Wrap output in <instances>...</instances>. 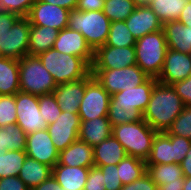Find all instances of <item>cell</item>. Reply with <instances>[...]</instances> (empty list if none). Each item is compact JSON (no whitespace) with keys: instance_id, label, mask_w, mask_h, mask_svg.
<instances>
[{"instance_id":"10","label":"cell","mask_w":191,"mask_h":190,"mask_svg":"<svg viewBox=\"0 0 191 190\" xmlns=\"http://www.w3.org/2000/svg\"><path fill=\"white\" fill-rule=\"evenodd\" d=\"M111 95L90 73L85 78V94L79 104L80 120H92L108 115Z\"/></svg>"},{"instance_id":"41","label":"cell","mask_w":191,"mask_h":190,"mask_svg":"<svg viewBox=\"0 0 191 190\" xmlns=\"http://www.w3.org/2000/svg\"><path fill=\"white\" fill-rule=\"evenodd\" d=\"M84 190H106L103 184V173L98 167H90Z\"/></svg>"},{"instance_id":"26","label":"cell","mask_w":191,"mask_h":190,"mask_svg":"<svg viewBox=\"0 0 191 190\" xmlns=\"http://www.w3.org/2000/svg\"><path fill=\"white\" fill-rule=\"evenodd\" d=\"M18 91L19 60L0 56V95H15Z\"/></svg>"},{"instance_id":"12","label":"cell","mask_w":191,"mask_h":190,"mask_svg":"<svg viewBox=\"0 0 191 190\" xmlns=\"http://www.w3.org/2000/svg\"><path fill=\"white\" fill-rule=\"evenodd\" d=\"M16 124L28 135L47 129L48 124L39 111V96L18 91L15 94Z\"/></svg>"},{"instance_id":"24","label":"cell","mask_w":191,"mask_h":190,"mask_svg":"<svg viewBox=\"0 0 191 190\" xmlns=\"http://www.w3.org/2000/svg\"><path fill=\"white\" fill-rule=\"evenodd\" d=\"M90 167H69L56 164L52 175L58 184L67 190H84Z\"/></svg>"},{"instance_id":"47","label":"cell","mask_w":191,"mask_h":190,"mask_svg":"<svg viewBox=\"0 0 191 190\" xmlns=\"http://www.w3.org/2000/svg\"><path fill=\"white\" fill-rule=\"evenodd\" d=\"M31 190H63V188L58 184L53 175H51L48 179L33 187Z\"/></svg>"},{"instance_id":"18","label":"cell","mask_w":191,"mask_h":190,"mask_svg":"<svg viewBox=\"0 0 191 190\" xmlns=\"http://www.w3.org/2000/svg\"><path fill=\"white\" fill-rule=\"evenodd\" d=\"M53 48L63 54L81 57L90 66L93 63L94 50L80 32L71 30L68 27L58 32Z\"/></svg>"},{"instance_id":"17","label":"cell","mask_w":191,"mask_h":190,"mask_svg":"<svg viewBox=\"0 0 191 190\" xmlns=\"http://www.w3.org/2000/svg\"><path fill=\"white\" fill-rule=\"evenodd\" d=\"M189 75H191V54L168 48L157 81L165 85H173L186 79Z\"/></svg>"},{"instance_id":"38","label":"cell","mask_w":191,"mask_h":190,"mask_svg":"<svg viewBox=\"0 0 191 190\" xmlns=\"http://www.w3.org/2000/svg\"><path fill=\"white\" fill-rule=\"evenodd\" d=\"M15 95H0V127L16 124Z\"/></svg>"},{"instance_id":"16","label":"cell","mask_w":191,"mask_h":190,"mask_svg":"<svg viewBox=\"0 0 191 190\" xmlns=\"http://www.w3.org/2000/svg\"><path fill=\"white\" fill-rule=\"evenodd\" d=\"M25 153L28 157L53 168L58 163L59 151L50 137L48 129L27 135Z\"/></svg>"},{"instance_id":"45","label":"cell","mask_w":191,"mask_h":190,"mask_svg":"<svg viewBox=\"0 0 191 190\" xmlns=\"http://www.w3.org/2000/svg\"><path fill=\"white\" fill-rule=\"evenodd\" d=\"M105 0H78V11H103Z\"/></svg>"},{"instance_id":"8","label":"cell","mask_w":191,"mask_h":190,"mask_svg":"<svg viewBox=\"0 0 191 190\" xmlns=\"http://www.w3.org/2000/svg\"><path fill=\"white\" fill-rule=\"evenodd\" d=\"M191 147V140L157 132L146 165L181 163Z\"/></svg>"},{"instance_id":"48","label":"cell","mask_w":191,"mask_h":190,"mask_svg":"<svg viewBox=\"0 0 191 190\" xmlns=\"http://www.w3.org/2000/svg\"><path fill=\"white\" fill-rule=\"evenodd\" d=\"M68 10L76 9L78 0H39Z\"/></svg>"},{"instance_id":"13","label":"cell","mask_w":191,"mask_h":190,"mask_svg":"<svg viewBox=\"0 0 191 190\" xmlns=\"http://www.w3.org/2000/svg\"><path fill=\"white\" fill-rule=\"evenodd\" d=\"M135 64V46H100L94 51L91 69H120Z\"/></svg>"},{"instance_id":"20","label":"cell","mask_w":191,"mask_h":190,"mask_svg":"<svg viewBox=\"0 0 191 190\" xmlns=\"http://www.w3.org/2000/svg\"><path fill=\"white\" fill-rule=\"evenodd\" d=\"M53 94L62 111L78 113L79 104L85 94V78L59 84L53 91Z\"/></svg>"},{"instance_id":"35","label":"cell","mask_w":191,"mask_h":190,"mask_svg":"<svg viewBox=\"0 0 191 190\" xmlns=\"http://www.w3.org/2000/svg\"><path fill=\"white\" fill-rule=\"evenodd\" d=\"M136 7L133 0H105L103 13L111 22L125 21Z\"/></svg>"},{"instance_id":"52","label":"cell","mask_w":191,"mask_h":190,"mask_svg":"<svg viewBox=\"0 0 191 190\" xmlns=\"http://www.w3.org/2000/svg\"><path fill=\"white\" fill-rule=\"evenodd\" d=\"M136 6H150L153 0H133Z\"/></svg>"},{"instance_id":"15","label":"cell","mask_w":191,"mask_h":190,"mask_svg":"<svg viewBox=\"0 0 191 190\" xmlns=\"http://www.w3.org/2000/svg\"><path fill=\"white\" fill-rule=\"evenodd\" d=\"M70 10L36 0L28 14L30 25L49 26L57 30L68 27Z\"/></svg>"},{"instance_id":"9","label":"cell","mask_w":191,"mask_h":190,"mask_svg":"<svg viewBox=\"0 0 191 190\" xmlns=\"http://www.w3.org/2000/svg\"><path fill=\"white\" fill-rule=\"evenodd\" d=\"M91 74L111 96L139 86L149 78L137 64L120 69H91Z\"/></svg>"},{"instance_id":"7","label":"cell","mask_w":191,"mask_h":190,"mask_svg":"<svg viewBox=\"0 0 191 190\" xmlns=\"http://www.w3.org/2000/svg\"><path fill=\"white\" fill-rule=\"evenodd\" d=\"M20 91L36 96L53 93L57 84L37 55L19 60Z\"/></svg>"},{"instance_id":"28","label":"cell","mask_w":191,"mask_h":190,"mask_svg":"<svg viewBox=\"0 0 191 190\" xmlns=\"http://www.w3.org/2000/svg\"><path fill=\"white\" fill-rule=\"evenodd\" d=\"M52 175V168L27 156L18 177L31 190Z\"/></svg>"},{"instance_id":"29","label":"cell","mask_w":191,"mask_h":190,"mask_svg":"<svg viewBox=\"0 0 191 190\" xmlns=\"http://www.w3.org/2000/svg\"><path fill=\"white\" fill-rule=\"evenodd\" d=\"M27 134L17 125L0 127V148L6 151H25Z\"/></svg>"},{"instance_id":"30","label":"cell","mask_w":191,"mask_h":190,"mask_svg":"<svg viewBox=\"0 0 191 190\" xmlns=\"http://www.w3.org/2000/svg\"><path fill=\"white\" fill-rule=\"evenodd\" d=\"M119 178L123 185L138 180L147 172L146 161L126 155L118 164Z\"/></svg>"},{"instance_id":"53","label":"cell","mask_w":191,"mask_h":190,"mask_svg":"<svg viewBox=\"0 0 191 190\" xmlns=\"http://www.w3.org/2000/svg\"><path fill=\"white\" fill-rule=\"evenodd\" d=\"M183 190H191V177L184 178Z\"/></svg>"},{"instance_id":"43","label":"cell","mask_w":191,"mask_h":190,"mask_svg":"<svg viewBox=\"0 0 191 190\" xmlns=\"http://www.w3.org/2000/svg\"><path fill=\"white\" fill-rule=\"evenodd\" d=\"M172 86L180 96L184 106L191 107V75L182 81L174 83Z\"/></svg>"},{"instance_id":"51","label":"cell","mask_w":191,"mask_h":190,"mask_svg":"<svg viewBox=\"0 0 191 190\" xmlns=\"http://www.w3.org/2000/svg\"><path fill=\"white\" fill-rule=\"evenodd\" d=\"M184 177H191V147L180 163Z\"/></svg>"},{"instance_id":"50","label":"cell","mask_w":191,"mask_h":190,"mask_svg":"<svg viewBox=\"0 0 191 190\" xmlns=\"http://www.w3.org/2000/svg\"><path fill=\"white\" fill-rule=\"evenodd\" d=\"M184 25H191V0H188L178 19Z\"/></svg>"},{"instance_id":"2","label":"cell","mask_w":191,"mask_h":190,"mask_svg":"<svg viewBox=\"0 0 191 190\" xmlns=\"http://www.w3.org/2000/svg\"><path fill=\"white\" fill-rule=\"evenodd\" d=\"M184 103L172 85L157 82L143 113V120L157 132H166L183 111Z\"/></svg>"},{"instance_id":"31","label":"cell","mask_w":191,"mask_h":190,"mask_svg":"<svg viewBox=\"0 0 191 190\" xmlns=\"http://www.w3.org/2000/svg\"><path fill=\"white\" fill-rule=\"evenodd\" d=\"M26 158L25 151H6L0 148V178L18 176Z\"/></svg>"},{"instance_id":"46","label":"cell","mask_w":191,"mask_h":190,"mask_svg":"<svg viewBox=\"0 0 191 190\" xmlns=\"http://www.w3.org/2000/svg\"><path fill=\"white\" fill-rule=\"evenodd\" d=\"M19 17L17 14L0 10V31L10 30Z\"/></svg>"},{"instance_id":"49","label":"cell","mask_w":191,"mask_h":190,"mask_svg":"<svg viewBox=\"0 0 191 190\" xmlns=\"http://www.w3.org/2000/svg\"><path fill=\"white\" fill-rule=\"evenodd\" d=\"M184 178L177 181L165 182L163 185L157 186V190H183Z\"/></svg>"},{"instance_id":"42","label":"cell","mask_w":191,"mask_h":190,"mask_svg":"<svg viewBox=\"0 0 191 190\" xmlns=\"http://www.w3.org/2000/svg\"><path fill=\"white\" fill-rule=\"evenodd\" d=\"M121 190H157V185L146 172L138 180L123 185Z\"/></svg>"},{"instance_id":"19","label":"cell","mask_w":191,"mask_h":190,"mask_svg":"<svg viewBox=\"0 0 191 190\" xmlns=\"http://www.w3.org/2000/svg\"><path fill=\"white\" fill-rule=\"evenodd\" d=\"M127 28L138 40L146 34L163 29L162 22L149 6H137L132 14L125 20Z\"/></svg>"},{"instance_id":"4","label":"cell","mask_w":191,"mask_h":190,"mask_svg":"<svg viewBox=\"0 0 191 190\" xmlns=\"http://www.w3.org/2000/svg\"><path fill=\"white\" fill-rule=\"evenodd\" d=\"M156 133L144 120L112 127V135L122 144L126 154L143 161L150 155Z\"/></svg>"},{"instance_id":"34","label":"cell","mask_w":191,"mask_h":190,"mask_svg":"<svg viewBox=\"0 0 191 190\" xmlns=\"http://www.w3.org/2000/svg\"><path fill=\"white\" fill-rule=\"evenodd\" d=\"M136 40L127 28L125 21L110 23L107 41L103 46L128 47L135 46Z\"/></svg>"},{"instance_id":"37","label":"cell","mask_w":191,"mask_h":190,"mask_svg":"<svg viewBox=\"0 0 191 190\" xmlns=\"http://www.w3.org/2000/svg\"><path fill=\"white\" fill-rule=\"evenodd\" d=\"M39 111L47 124L54 123L62 112L53 93L39 96Z\"/></svg>"},{"instance_id":"14","label":"cell","mask_w":191,"mask_h":190,"mask_svg":"<svg viewBox=\"0 0 191 190\" xmlns=\"http://www.w3.org/2000/svg\"><path fill=\"white\" fill-rule=\"evenodd\" d=\"M80 124L79 114L67 111H62L54 123L48 124L50 137L59 152L78 139Z\"/></svg>"},{"instance_id":"44","label":"cell","mask_w":191,"mask_h":190,"mask_svg":"<svg viewBox=\"0 0 191 190\" xmlns=\"http://www.w3.org/2000/svg\"><path fill=\"white\" fill-rule=\"evenodd\" d=\"M0 190H30V189L18 176H11V177L0 178Z\"/></svg>"},{"instance_id":"6","label":"cell","mask_w":191,"mask_h":190,"mask_svg":"<svg viewBox=\"0 0 191 190\" xmlns=\"http://www.w3.org/2000/svg\"><path fill=\"white\" fill-rule=\"evenodd\" d=\"M168 46L164 30L146 34L136 40V64L149 76L158 78Z\"/></svg>"},{"instance_id":"40","label":"cell","mask_w":191,"mask_h":190,"mask_svg":"<svg viewBox=\"0 0 191 190\" xmlns=\"http://www.w3.org/2000/svg\"><path fill=\"white\" fill-rule=\"evenodd\" d=\"M98 168L103 173V184L106 190H121L123 184L119 178L117 165H105Z\"/></svg>"},{"instance_id":"23","label":"cell","mask_w":191,"mask_h":190,"mask_svg":"<svg viewBox=\"0 0 191 190\" xmlns=\"http://www.w3.org/2000/svg\"><path fill=\"white\" fill-rule=\"evenodd\" d=\"M112 135V126L107 116L81 120L78 139L94 147Z\"/></svg>"},{"instance_id":"27","label":"cell","mask_w":191,"mask_h":190,"mask_svg":"<svg viewBox=\"0 0 191 190\" xmlns=\"http://www.w3.org/2000/svg\"><path fill=\"white\" fill-rule=\"evenodd\" d=\"M58 32L49 26L30 25L28 54L38 56L53 48Z\"/></svg>"},{"instance_id":"11","label":"cell","mask_w":191,"mask_h":190,"mask_svg":"<svg viewBox=\"0 0 191 190\" xmlns=\"http://www.w3.org/2000/svg\"><path fill=\"white\" fill-rule=\"evenodd\" d=\"M30 22L20 16L10 30L0 31V56L21 60L28 55Z\"/></svg>"},{"instance_id":"5","label":"cell","mask_w":191,"mask_h":190,"mask_svg":"<svg viewBox=\"0 0 191 190\" xmlns=\"http://www.w3.org/2000/svg\"><path fill=\"white\" fill-rule=\"evenodd\" d=\"M111 21L103 11L70 10L68 28L80 32L90 47L95 51L105 45Z\"/></svg>"},{"instance_id":"36","label":"cell","mask_w":191,"mask_h":190,"mask_svg":"<svg viewBox=\"0 0 191 190\" xmlns=\"http://www.w3.org/2000/svg\"><path fill=\"white\" fill-rule=\"evenodd\" d=\"M168 135L180 136L191 140V107L184 106L180 115L167 129Z\"/></svg>"},{"instance_id":"39","label":"cell","mask_w":191,"mask_h":190,"mask_svg":"<svg viewBox=\"0 0 191 190\" xmlns=\"http://www.w3.org/2000/svg\"><path fill=\"white\" fill-rule=\"evenodd\" d=\"M36 0H0V10L19 16H28L31 6Z\"/></svg>"},{"instance_id":"22","label":"cell","mask_w":191,"mask_h":190,"mask_svg":"<svg viewBox=\"0 0 191 190\" xmlns=\"http://www.w3.org/2000/svg\"><path fill=\"white\" fill-rule=\"evenodd\" d=\"M166 43L169 49L191 54V25H184L180 21H168L163 24Z\"/></svg>"},{"instance_id":"1","label":"cell","mask_w":191,"mask_h":190,"mask_svg":"<svg viewBox=\"0 0 191 190\" xmlns=\"http://www.w3.org/2000/svg\"><path fill=\"white\" fill-rule=\"evenodd\" d=\"M157 82V78L149 77L139 86L112 95L107 115L111 126L143 120V113Z\"/></svg>"},{"instance_id":"33","label":"cell","mask_w":191,"mask_h":190,"mask_svg":"<svg viewBox=\"0 0 191 190\" xmlns=\"http://www.w3.org/2000/svg\"><path fill=\"white\" fill-rule=\"evenodd\" d=\"M146 167L147 173L157 186L185 178L179 163L146 165Z\"/></svg>"},{"instance_id":"3","label":"cell","mask_w":191,"mask_h":190,"mask_svg":"<svg viewBox=\"0 0 191 190\" xmlns=\"http://www.w3.org/2000/svg\"><path fill=\"white\" fill-rule=\"evenodd\" d=\"M57 85L86 78L91 66L81 57L63 54L54 48L38 55Z\"/></svg>"},{"instance_id":"32","label":"cell","mask_w":191,"mask_h":190,"mask_svg":"<svg viewBox=\"0 0 191 190\" xmlns=\"http://www.w3.org/2000/svg\"><path fill=\"white\" fill-rule=\"evenodd\" d=\"M187 2L188 0H153L149 7L164 24L168 21L178 20Z\"/></svg>"},{"instance_id":"21","label":"cell","mask_w":191,"mask_h":190,"mask_svg":"<svg viewBox=\"0 0 191 190\" xmlns=\"http://www.w3.org/2000/svg\"><path fill=\"white\" fill-rule=\"evenodd\" d=\"M69 167H93V147L77 139L65 150L59 152L58 163Z\"/></svg>"},{"instance_id":"25","label":"cell","mask_w":191,"mask_h":190,"mask_svg":"<svg viewBox=\"0 0 191 190\" xmlns=\"http://www.w3.org/2000/svg\"><path fill=\"white\" fill-rule=\"evenodd\" d=\"M126 155L122 144L113 135L93 147L95 167L117 165Z\"/></svg>"}]
</instances>
